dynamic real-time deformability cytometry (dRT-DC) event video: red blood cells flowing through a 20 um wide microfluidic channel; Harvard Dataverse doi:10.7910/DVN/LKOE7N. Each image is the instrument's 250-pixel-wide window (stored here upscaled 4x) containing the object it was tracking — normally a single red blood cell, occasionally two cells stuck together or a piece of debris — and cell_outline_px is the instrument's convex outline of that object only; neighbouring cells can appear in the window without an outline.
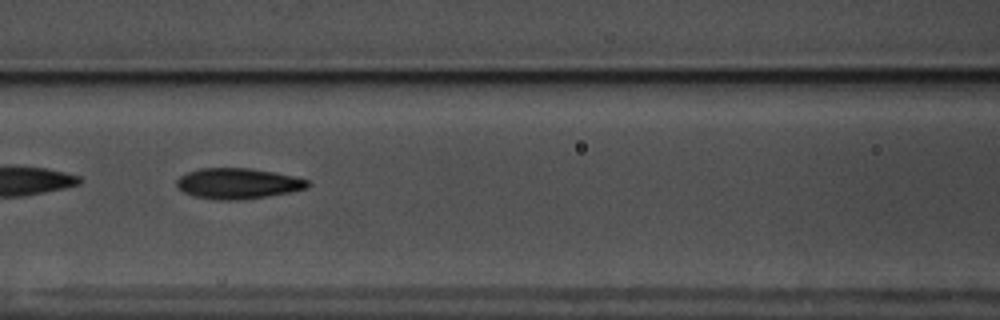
{"species": "common noctule bat (a hibernating species)", "species_latin": "Nyctalus noctula", "temperature_condition": "warm", "stored_images_in_passage": 46, "camera_frame_rate_fps": 3000, "um_per_image_px": 0.085, "animal": {"sex": "male", "body_mass_g": 17.5, "forearm_length_mm": 52.3}, "frame": {"image": 1, "passage_image": 14, "time_ms": 4.333, "image_size_px": [1000, 320], "cell_outline_px": [[312, 184], [308, 188], [268, 196], [236, 200], [216, 200], [196, 196], [184, 192], [176, 184], [176, 180], [180, 176], [188, 172], [200, 168], [248, 168], [276, 172], [296, 176], [308, 180]], "centroid_in_image_um": [20.26, 15.59], "position_along_channel_um": 146.3, "area_um2": 23.41}}
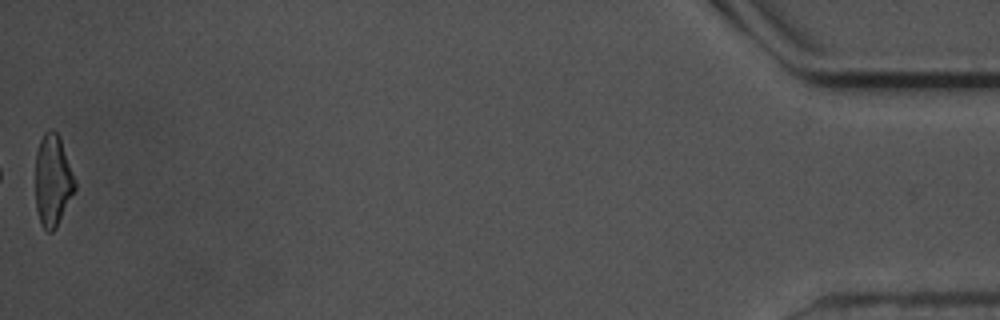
{"frame": {"image": 2, "passage_image": 46, "time_ms": 15.0, "image_size_px": [1000, 320], "cell_outline_px": [[76, 188], [56, 228], [52, 232], [48, 232], [40, 224], [36, 208], [36, 152], [40, 140], [44, 132], [52, 128], [60, 136], [76, 180]], "centroid_in_image_um": [4.49, 15.32], "position_along_channel_um": 430.7, "area_um2": 21.27}, "authors_computed_cell_mechanics": {"area_um2": 23.0911, "velocity_mm_per_s": 3.548, "shape_relaxation_time_tau1_ms": 3.3232, "shape_relaxation_time_tau2_ms": 2.4046, "deformation_change_tau1": 0.1621, "deformation_change_tau2": 0.1096}}